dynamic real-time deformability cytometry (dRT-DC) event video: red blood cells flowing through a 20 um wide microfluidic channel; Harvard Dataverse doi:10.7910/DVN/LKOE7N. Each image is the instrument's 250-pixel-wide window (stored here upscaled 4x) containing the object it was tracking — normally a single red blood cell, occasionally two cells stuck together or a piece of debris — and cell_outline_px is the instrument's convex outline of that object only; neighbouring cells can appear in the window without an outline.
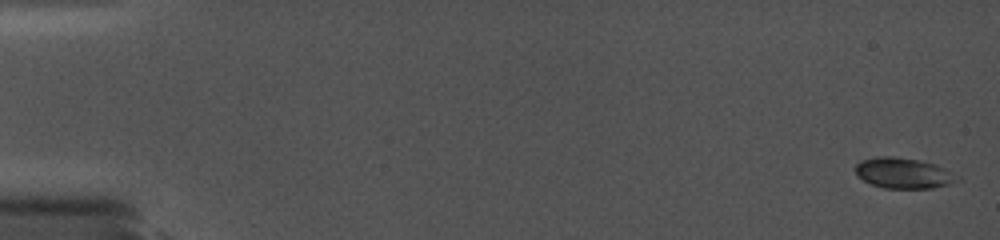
{"species": "common noctule bat (a hibernating species)", "species_latin": "Nyctalus noctula", "temperature_condition": "cold", "stored_images_in_passage": 61, "camera_frame_rate_fps": 5000, "um_per_image_px": 0.085, "animal": {"sex": "female", "body_mass_g": 19.0, "forearm_length_mm": 56.7}, "frame": {"image": 1, "passage_image": 1, "time_ms": 0.0, "image_size_px": [1000, 240], "cell_outline_px": [[960, 180], [948, 184], [932, 188], [884, 188], [872, 184], [856, 176], [856, 164], [860, 160], [876, 156], [892, 156], [920, 160], [936, 164], [960, 176]], "centroid_in_image_um": [76.79, 14.7], "position_along_channel_um": 8.2, "area_um2": 18.26}}
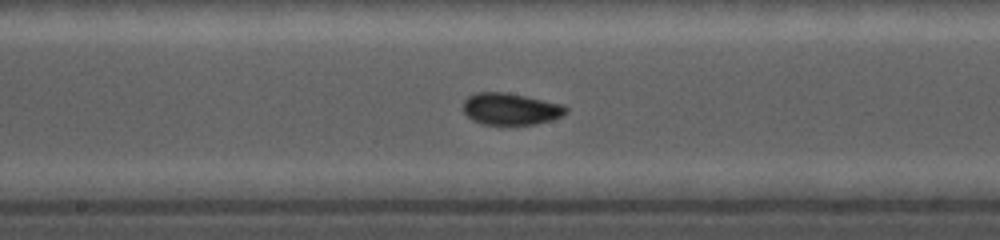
{"frame": {"image": 2, "passage_image": 35, "time_ms": 9.6, "image_size_px": [1000, 240], "cell_outline_px": [[568, 112], [552, 120], [536, 124], [480, 124], [472, 120], [464, 112], [464, 100], [472, 92], [504, 92], [564, 104], [568, 108]], "centroid_in_image_um": [43.4, 9.25], "position_along_channel_um": 204.8, "area_um2": 19.07}}
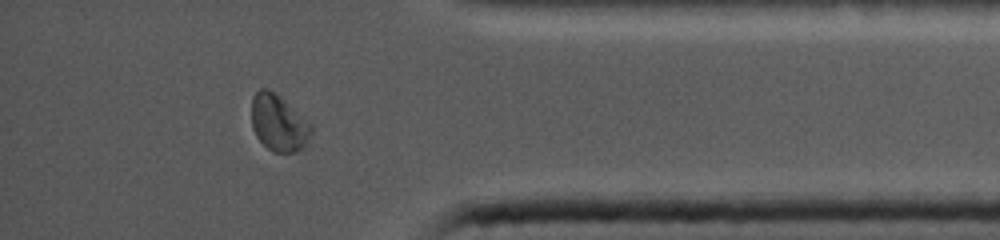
{"frame": {"image": 3, "passage_image": 57, "time_ms": 15.2, "image_size_px": [1000, 240], "cell_outline_px": [[312, 132], [304, 144], [300, 148], [292, 152], [272, 152], [256, 136], [252, 128], [252, 96], [260, 88], [268, 88], [312, 124]], "centroid_in_image_um": [23.65, 10.45], "position_along_channel_um": 411.6, "area_um2": 19.19}}